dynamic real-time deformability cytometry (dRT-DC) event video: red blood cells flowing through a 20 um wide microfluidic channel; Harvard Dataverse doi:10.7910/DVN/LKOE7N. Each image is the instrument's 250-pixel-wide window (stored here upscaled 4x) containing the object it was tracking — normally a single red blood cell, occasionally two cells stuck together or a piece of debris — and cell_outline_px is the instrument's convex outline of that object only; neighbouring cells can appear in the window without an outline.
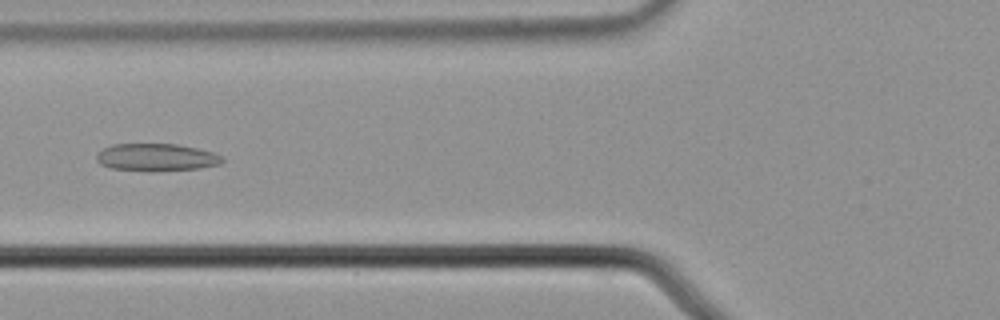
{"species": "common noctule bat (a hibernating species)", "species_latin": "Nyctalus noctula", "temperature_condition": "cold", "stored_images_in_passage": 57, "camera_frame_rate_fps": 3000, "um_per_image_px": 0.085, "animal": {"sex": "male", "body_mass_g": 21.5, "forearm_length_mm": 52.0}, "frame": {"image": 1, "passage_image": 23, "time_ms": 7.333, "image_size_px": [1000, 320], "cell_outline_px": [[224, 160], [220, 164], [200, 168], [152, 172], [148, 172], [112, 168], [100, 164], [96, 160], [96, 156], [104, 148], [112, 144], [176, 144], [196, 148], [212, 152], [224, 156]], "centroid_in_image_um": [13.31, 13.38], "position_along_channel_um": 112.5, "area_um2": 20.29}}
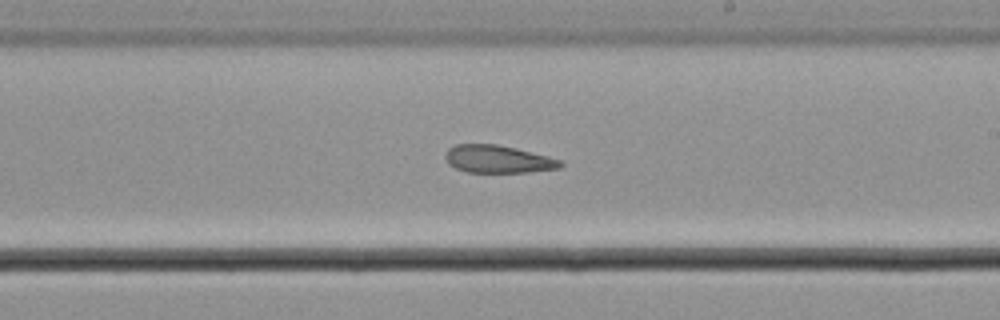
{"frame": {"image": 2, "passage_image": 34, "time_ms": 11.0, "image_size_px": [1000, 320], "cell_outline_px": [[564, 164], [560, 168], [528, 172], [468, 172], [456, 168], [448, 164], [444, 156], [448, 148], [456, 144], [496, 144], [516, 148], [548, 156], [560, 160]], "centroid_in_image_um": [42.31, 13.52], "position_along_channel_um": 246.7, "area_um2": 18.55}}
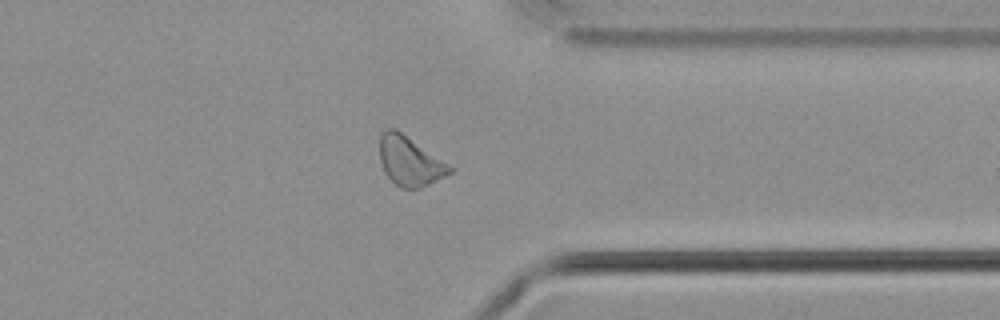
{"frame": {"image": 3, "passage_image": 45, "time_ms": 14.667, "image_size_px": [1000, 320], "cell_outline_px": [[452, 172], [420, 188], [400, 188], [384, 172], [380, 160], [380, 136], [388, 128], [396, 128], [448, 164], [452, 168]], "centroid_in_image_um": [34.8, 13.69], "position_along_channel_um": 376.6, "area_um2": 19.71}}